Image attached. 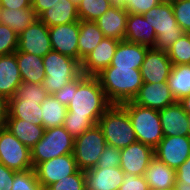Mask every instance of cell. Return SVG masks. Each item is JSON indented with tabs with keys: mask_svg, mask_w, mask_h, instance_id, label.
<instances>
[{
	"mask_svg": "<svg viewBox=\"0 0 190 190\" xmlns=\"http://www.w3.org/2000/svg\"><path fill=\"white\" fill-rule=\"evenodd\" d=\"M111 105L97 77L81 74L73 80L71 102L67 106V113L89 117L97 124Z\"/></svg>",
	"mask_w": 190,
	"mask_h": 190,
	"instance_id": "6da1fadb",
	"label": "cell"
},
{
	"mask_svg": "<svg viewBox=\"0 0 190 190\" xmlns=\"http://www.w3.org/2000/svg\"><path fill=\"white\" fill-rule=\"evenodd\" d=\"M111 104L132 101L143 85L140 69L106 67L96 76Z\"/></svg>",
	"mask_w": 190,
	"mask_h": 190,
	"instance_id": "7a4b0ae2",
	"label": "cell"
},
{
	"mask_svg": "<svg viewBox=\"0 0 190 190\" xmlns=\"http://www.w3.org/2000/svg\"><path fill=\"white\" fill-rule=\"evenodd\" d=\"M97 124L104 134L106 145L121 150L137 142L129 115L120 104H112Z\"/></svg>",
	"mask_w": 190,
	"mask_h": 190,
	"instance_id": "3957f363",
	"label": "cell"
},
{
	"mask_svg": "<svg viewBox=\"0 0 190 190\" xmlns=\"http://www.w3.org/2000/svg\"><path fill=\"white\" fill-rule=\"evenodd\" d=\"M43 64L46 77L42 85L49 95H54L66 83L75 80L82 74L81 63L78 60L54 50L43 57Z\"/></svg>",
	"mask_w": 190,
	"mask_h": 190,
	"instance_id": "277c9868",
	"label": "cell"
},
{
	"mask_svg": "<svg viewBox=\"0 0 190 190\" xmlns=\"http://www.w3.org/2000/svg\"><path fill=\"white\" fill-rule=\"evenodd\" d=\"M121 105L129 115L137 141L155 148L164 138L159 110L140 106L133 101Z\"/></svg>",
	"mask_w": 190,
	"mask_h": 190,
	"instance_id": "5b68a950",
	"label": "cell"
},
{
	"mask_svg": "<svg viewBox=\"0 0 190 190\" xmlns=\"http://www.w3.org/2000/svg\"><path fill=\"white\" fill-rule=\"evenodd\" d=\"M144 17H149L157 36L154 49L167 53L172 44L185 33L177 24L171 4L159 3L146 12Z\"/></svg>",
	"mask_w": 190,
	"mask_h": 190,
	"instance_id": "8992f818",
	"label": "cell"
},
{
	"mask_svg": "<svg viewBox=\"0 0 190 190\" xmlns=\"http://www.w3.org/2000/svg\"><path fill=\"white\" fill-rule=\"evenodd\" d=\"M74 142L75 139L63 126L46 129L43 137L30 150L33 168L55 157L73 154Z\"/></svg>",
	"mask_w": 190,
	"mask_h": 190,
	"instance_id": "52a82bcc",
	"label": "cell"
},
{
	"mask_svg": "<svg viewBox=\"0 0 190 190\" xmlns=\"http://www.w3.org/2000/svg\"><path fill=\"white\" fill-rule=\"evenodd\" d=\"M105 146V137L98 124L75 138L73 156L78 169L87 171L94 168Z\"/></svg>",
	"mask_w": 190,
	"mask_h": 190,
	"instance_id": "ba28073f",
	"label": "cell"
},
{
	"mask_svg": "<svg viewBox=\"0 0 190 190\" xmlns=\"http://www.w3.org/2000/svg\"><path fill=\"white\" fill-rule=\"evenodd\" d=\"M0 163L15 171L33 168L30 149L4 126L0 127Z\"/></svg>",
	"mask_w": 190,
	"mask_h": 190,
	"instance_id": "9c48e42d",
	"label": "cell"
},
{
	"mask_svg": "<svg viewBox=\"0 0 190 190\" xmlns=\"http://www.w3.org/2000/svg\"><path fill=\"white\" fill-rule=\"evenodd\" d=\"M78 170L73 154L61 155L34 167L37 180L43 190L49 185L74 174Z\"/></svg>",
	"mask_w": 190,
	"mask_h": 190,
	"instance_id": "30bf717a",
	"label": "cell"
},
{
	"mask_svg": "<svg viewBox=\"0 0 190 190\" xmlns=\"http://www.w3.org/2000/svg\"><path fill=\"white\" fill-rule=\"evenodd\" d=\"M154 155L176 170L190 156V138L185 135L164 136L154 148Z\"/></svg>",
	"mask_w": 190,
	"mask_h": 190,
	"instance_id": "8fae6325",
	"label": "cell"
},
{
	"mask_svg": "<svg viewBox=\"0 0 190 190\" xmlns=\"http://www.w3.org/2000/svg\"><path fill=\"white\" fill-rule=\"evenodd\" d=\"M52 50L49 29L39 19L18 35L16 51L44 57Z\"/></svg>",
	"mask_w": 190,
	"mask_h": 190,
	"instance_id": "7c38bea8",
	"label": "cell"
},
{
	"mask_svg": "<svg viewBox=\"0 0 190 190\" xmlns=\"http://www.w3.org/2000/svg\"><path fill=\"white\" fill-rule=\"evenodd\" d=\"M48 29L52 50L78 60L80 20Z\"/></svg>",
	"mask_w": 190,
	"mask_h": 190,
	"instance_id": "4fadbf2b",
	"label": "cell"
},
{
	"mask_svg": "<svg viewBox=\"0 0 190 190\" xmlns=\"http://www.w3.org/2000/svg\"><path fill=\"white\" fill-rule=\"evenodd\" d=\"M120 168L124 173L144 175L151 160L155 157L154 148L135 142L120 150Z\"/></svg>",
	"mask_w": 190,
	"mask_h": 190,
	"instance_id": "5bb4252c",
	"label": "cell"
},
{
	"mask_svg": "<svg viewBox=\"0 0 190 190\" xmlns=\"http://www.w3.org/2000/svg\"><path fill=\"white\" fill-rule=\"evenodd\" d=\"M172 66L166 52L149 48L140 68L143 83L167 82Z\"/></svg>",
	"mask_w": 190,
	"mask_h": 190,
	"instance_id": "9a60e30c",
	"label": "cell"
},
{
	"mask_svg": "<svg viewBox=\"0 0 190 190\" xmlns=\"http://www.w3.org/2000/svg\"><path fill=\"white\" fill-rule=\"evenodd\" d=\"M119 40L105 37L98 46L81 63V71L85 76L96 77L110 66Z\"/></svg>",
	"mask_w": 190,
	"mask_h": 190,
	"instance_id": "2e32d148",
	"label": "cell"
},
{
	"mask_svg": "<svg viewBox=\"0 0 190 190\" xmlns=\"http://www.w3.org/2000/svg\"><path fill=\"white\" fill-rule=\"evenodd\" d=\"M132 101L140 106L156 110L164 109L177 102L167 82L143 83Z\"/></svg>",
	"mask_w": 190,
	"mask_h": 190,
	"instance_id": "e0dca14e",
	"label": "cell"
},
{
	"mask_svg": "<svg viewBox=\"0 0 190 190\" xmlns=\"http://www.w3.org/2000/svg\"><path fill=\"white\" fill-rule=\"evenodd\" d=\"M124 171L116 168H92L84 171L85 190H119Z\"/></svg>",
	"mask_w": 190,
	"mask_h": 190,
	"instance_id": "ac0fdd59",
	"label": "cell"
},
{
	"mask_svg": "<svg viewBox=\"0 0 190 190\" xmlns=\"http://www.w3.org/2000/svg\"><path fill=\"white\" fill-rule=\"evenodd\" d=\"M156 39L157 36L149 17L140 14L128 15L124 40L154 48Z\"/></svg>",
	"mask_w": 190,
	"mask_h": 190,
	"instance_id": "d6986e66",
	"label": "cell"
},
{
	"mask_svg": "<svg viewBox=\"0 0 190 190\" xmlns=\"http://www.w3.org/2000/svg\"><path fill=\"white\" fill-rule=\"evenodd\" d=\"M129 13L122 6L113 5L95 22L105 37L124 40Z\"/></svg>",
	"mask_w": 190,
	"mask_h": 190,
	"instance_id": "ffe728a7",
	"label": "cell"
},
{
	"mask_svg": "<svg viewBox=\"0 0 190 190\" xmlns=\"http://www.w3.org/2000/svg\"><path fill=\"white\" fill-rule=\"evenodd\" d=\"M159 115L164 136H188L187 112L178 101L159 110Z\"/></svg>",
	"mask_w": 190,
	"mask_h": 190,
	"instance_id": "44dd1931",
	"label": "cell"
},
{
	"mask_svg": "<svg viewBox=\"0 0 190 190\" xmlns=\"http://www.w3.org/2000/svg\"><path fill=\"white\" fill-rule=\"evenodd\" d=\"M22 83L16 52L0 56V95L8 100Z\"/></svg>",
	"mask_w": 190,
	"mask_h": 190,
	"instance_id": "7402d4cb",
	"label": "cell"
},
{
	"mask_svg": "<svg viewBox=\"0 0 190 190\" xmlns=\"http://www.w3.org/2000/svg\"><path fill=\"white\" fill-rule=\"evenodd\" d=\"M149 190H173L176 170L154 157L144 173Z\"/></svg>",
	"mask_w": 190,
	"mask_h": 190,
	"instance_id": "603a6c76",
	"label": "cell"
},
{
	"mask_svg": "<svg viewBox=\"0 0 190 190\" xmlns=\"http://www.w3.org/2000/svg\"><path fill=\"white\" fill-rule=\"evenodd\" d=\"M148 49L149 47L121 40L118 43L110 66L140 69Z\"/></svg>",
	"mask_w": 190,
	"mask_h": 190,
	"instance_id": "cb8c5ba5",
	"label": "cell"
},
{
	"mask_svg": "<svg viewBox=\"0 0 190 190\" xmlns=\"http://www.w3.org/2000/svg\"><path fill=\"white\" fill-rule=\"evenodd\" d=\"M16 59L22 82L42 84L46 77L43 57L16 51Z\"/></svg>",
	"mask_w": 190,
	"mask_h": 190,
	"instance_id": "d4e9b609",
	"label": "cell"
},
{
	"mask_svg": "<svg viewBox=\"0 0 190 190\" xmlns=\"http://www.w3.org/2000/svg\"><path fill=\"white\" fill-rule=\"evenodd\" d=\"M38 19L47 27L79 21L77 6L70 0H59L50 9L44 11Z\"/></svg>",
	"mask_w": 190,
	"mask_h": 190,
	"instance_id": "484cf974",
	"label": "cell"
},
{
	"mask_svg": "<svg viewBox=\"0 0 190 190\" xmlns=\"http://www.w3.org/2000/svg\"><path fill=\"white\" fill-rule=\"evenodd\" d=\"M4 127L30 150L43 137L45 128L22 119H6Z\"/></svg>",
	"mask_w": 190,
	"mask_h": 190,
	"instance_id": "4316f807",
	"label": "cell"
},
{
	"mask_svg": "<svg viewBox=\"0 0 190 190\" xmlns=\"http://www.w3.org/2000/svg\"><path fill=\"white\" fill-rule=\"evenodd\" d=\"M104 38L95 21L80 20L78 61L82 63Z\"/></svg>",
	"mask_w": 190,
	"mask_h": 190,
	"instance_id": "83f0119b",
	"label": "cell"
},
{
	"mask_svg": "<svg viewBox=\"0 0 190 190\" xmlns=\"http://www.w3.org/2000/svg\"><path fill=\"white\" fill-rule=\"evenodd\" d=\"M38 17L32 8H0V23L13 29L17 35L27 29Z\"/></svg>",
	"mask_w": 190,
	"mask_h": 190,
	"instance_id": "f1b7e54d",
	"label": "cell"
},
{
	"mask_svg": "<svg viewBox=\"0 0 190 190\" xmlns=\"http://www.w3.org/2000/svg\"><path fill=\"white\" fill-rule=\"evenodd\" d=\"M41 104L26 100H9L7 119H22L42 125Z\"/></svg>",
	"mask_w": 190,
	"mask_h": 190,
	"instance_id": "f546056e",
	"label": "cell"
},
{
	"mask_svg": "<svg viewBox=\"0 0 190 190\" xmlns=\"http://www.w3.org/2000/svg\"><path fill=\"white\" fill-rule=\"evenodd\" d=\"M42 126L46 129L62 126L67 113V106L57 100L54 95L48 97L41 103Z\"/></svg>",
	"mask_w": 190,
	"mask_h": 190,
	"instance_id": "4dcf8cb0",
	"label": "cell"
},
{
	"mask_svg": "<svg viewBox=\"0 0 190 190\" xmlns=\"http://www.w3.org/2000/svg\"><path fill=\"white\" fill-rule=\"evenodd\" d=\"M167 83L176 101L190 95V64L172 66Z\"/></svg>",
	"mask_w": 190,
	"mask_h": 190,
	"instance_id": "1f68e13d",
	"label": "cell"
},
{
	"mask_svg": "<svg viewBox=\"0 0 190 190\" xmlns=\"http://www.w3.org/2000/svg\"><path fill=\"white\" fill-rule=\"evenodd\" d=\"M112 6V0H81L77 12L80 20L96 21Z\"/></svg>",
	"mask_w": 190,
	"mask_h": 190,
	"instance_id": "d6a6232c",
	"label": "cell"
},
{
	"mask_svg": "<svg viewBox=\"0 0 190 190\" xmlns=\"http://www.w3.org/2000/svg\"><path fill=\"white\" fill-rule=\"evenodd\" d=\"M48 92L42 84L22 82L15 94L9 100H26L41 104L47 97Z\"/></svg>",
	"mask_w": 190,
	"mask_h": 190,
	"instance_id": "836d02e7",
	"label": "cell"
},
{
	"mask_svg": "<svg viewBox=\"0 0 190 190\" xmlns=\"http://www.w3.org/2000/svg\"><path fill=\"white\" fill-rule=\"evenodd\" d=\"M172 65L190 64V34L184 33L167 52Z\"/></svg>",
	"mask_w": 190,
	"mask_h": 190,
	"instance_id": "e575fe53",
	"label": "cell"
},
{
	"mask_svg": "<svg viewBox=\"0 0 190 190\" xmlns=\"http://www.w3.org/2000/svg\"><path fill=\"white\" fill-rule=\"evenodd\" d=\"M11 190H43V188L37 180L34 168H32L15 173Z\"/></svg>",
	"mask_w": 190,
	"mask_h": 190,
	"instance_id": "d590c367",
	"label": "cell"
},
{
	"mask_svg": "<svg viewBox=\"0 0 190 190\" xmlns=\"http://www.w3.org/2000/svg\"><path fill=\"white\" fill-rule=\"evenodd\" d=\"M94 125L95 123L89 117L73 116V113H66L62 126L75 139Z\"/></svg>",
	"mask_w": 190,
	"mask_h": 190,
	"instance_id": "8d00e7d4",
	"label": "cell"
},
{
	"mask_svg": "<svg viewBox=\"0 0 190 190\" xmlns=\"http://www.w3.org/2000/svg\"><path fill=\"white\" fill-rule=\"evenodd\" d=\"M46 190H85L84 171L78 169L74 174L49 185Z\"/></svg>",
	"mask_w": 190,
	"mask_h": 190,
	"instance_id": "74e56055",
	"label": "cell"
},
{
	"mask_svg": "<svg viewBox=\"0 0 190 190\" xmlns=\"http://www.w3.org/2000/svg\"><path fill=\"white\" fill-rule=\"evenodd\" d=\"M18 48V35L8 26L0 23V56L15 53Z\"/></svg>",
	"mask_w": 190,
	"mask_h": 190,
	"instance_id": "f35d334b",
	"label": "cell"
},
{
	"mask_svg": "<svg viewBox=\"0 0 190 190\" xmlns=\"http://www.w3.org/2000/svg\"><path fill=\"white\" fill-rule=\"evenodd\" d=\"M171 5L177 24L185 33H190V0H176Z\"/></svg>",
	"mask_w": 190,
	"mask_h": 190,
	"instance_id": "ab89813d",
	"label": "cell"
},
{
	"mask_svg": "<svg viewBox=\"0 0 190 190\" xmlns=\"http://www.w3.org/2000/svg\"><path fill=\"white\" fill-rule=\"evenodd\" d=\"M120 149L106 145L94 168H116L120 167Z\"/></svg>",
	"mask_w": 190,
	"mask_h": 190,
	"instance_id": "60d3db41",
	"label": "cell"
},
{
	"mask_svg": "<svg viewBox=\"0 0 190 190\" xmlns=\"http://www.w3.org/2000/svg\"><path fill=\"white\" fill-rule=\"evenodd\" d=\"M159 3L160 2L158 0H129L124 8L129 14L144 15Z\"/></svg>",
	"mask_w": 190,
	"mask_h": 190,
	"instance_id": "b9f144b4",
	"label": "cell"
},
{
	"mask_svg": "<svg viewBox=\"0 0 190 190\" xmlns=\"http://www.w3.org/2000/svg\"><path fill=\"white\" fill-rule=\"evenodd\" d=\"M119 190H149V187L143 175L136 176L125 173L123 183L120 185Z\"/></svg>",
	"mask_w": 190,
	"mask_h": 190,
	"instance_id": "7bdbcfd3",
	"label": "cell"
},
{
	"mask_svg": "<svg viewBox=\"0 0 190 190\" xmlns=\"http://www.w3.org/2000/svg\"><path fill=\"white\" fill-rule=\"evenodd\" d=\"M16 172L0 163V190H11Z\"/></svg>",
	"mask_w": 190,
	"mask_h": 190,
	"instance_id": "ee69618b",
	"label": "cell"
},
{
	"mask_svg": "<svg viewBox=\"0 0 190 190\" xmlns=\"http://www.w3.org/2000/svg\"><path fill=\"white\" fill-rule=\"evenodd\" d=\"M176 179L190 185V156L176 169Z\"/></svg>",
	"mask_w": 190,
	"mask_h": 190,
	"instance_id": "f6af8a7d",
	"label": "cell"
},
{
	"mask_svg": "<svg viewBox=\"0 0 190 190\" xmlns=\"http://www.w3.org/2000/svg\"><path fill=\"white\" fill-rule=\"evenodd\" d=\"M73 90V81L66 83L64 87L54 94V97L59 100L63 105L68 106L71 102Z\"/></svg>",
	"mask_w": 190,
	"mask_h": 190,
	"instance_id": "bcb514c9",
	"label": "cell"
},
{
	"mask_svg": "<svg viewBox=\"0 0 190 190\" xmlns=\"http://www.w3.org/2000/svg\"><path fill=\"white\" fill-rule=\"evenodd\" d=\"M0 8L21 10L23 8H32V3L30 0H0Z\"/></svg>",
	"mask_w": 190,
	"mask_h": 190,
	"instance_id": "7dc6e473",
	"label": "cell"
},
{
	"mask_svg": "<svg viewBox=\"0 0 190 190\" xmlns=\"http://www.w3.org/2000/svg\"><path fill=\"white\" fill-rule=\"evenodd\" d=\"M59 0H33L32 9L35 11L37 17H39L44 11L50 9L55 4H57Z\"/></svg>",
	"mask_w": 190,
	"mask_h": 190,
	"instance_id": "c3c4849f",
	"label": "cell"
},
{
	"mask_svg": "<svg viewBox=\"0 0 190 190\" xmlns=\"http://www.w3.org/2000/svg\"><path fill=\"white\" fill-rule=\"evenodd\" d=\"M8 106L9 100L5 96L0 95V127L4 126L8 117Z\"/></svg>",
	"mask_w": 190,
	"mask_h": 190,
	"instance_id": "681fc988",
	"label": "cell"
},
{
	"mask_svg": "<svg viewBox=\"0 0 190 190\" xmlns=\"http://www.w3.org/2000/svg\"><path fill=\"white\" fill-rule=\"evenodd\" d=\"M183 109L187 112L190 113V95L183 97L181 100L178 101Z\"/></svg>",
	"mask_w": 190,
	"mask_h": 190,
	"instance_id": "f907efd6",
	"label": "cell"
},
{
	"mask_svg": "<svg viewBox=\"0 0 190 190\" xmlns=\"http://www.w3.org/2000/svg\"><path fill=\"white\" fill-rule=\"evenodd\" d=\"M173 190H190V185H184V183L176 179Z\"/></svg>",
	"mask_w": 190,
	"mask_h": 190,
	"instance_id": "816d5d0a",
	"label": "cell"
},
{
	"mask_svg": "<svg viewBox=\"0 0 190 190\" xmlns=\"http://www.w3.org/2000/svg\"><path fill=\"white\" fill-rule=\"evenodd\" d=\"M129 0H112L113 5L122 6L124 7Z\"/></svg>",
	"mask_w": 190,
	"mask_h": 190,
	"instance_id": "f5cc1de1",
	"label": "cell"
},
{
	"mask_svg": "<svg viewBox=\"0 0 190 190\" xmlns=\"http://www.w3.org/2000/svg\"><path fill=\"white\" fill-rule=\"evenodd\" d=\"M160 3H166V4H172L174 3L176 0H158Z\"/></svg>",
	"mask_w": 190,
	"mask_h": 190,
	"instance_id": "db71d44e",
	"label": "cell"
},
{
	"mask_svg": "<svg viewBox=\"0 0 190 190\" xmlns=\"http://www.w3.org/2000/svg\"><path fill=\"white\" fill-rule=\"evenodd\" d=\"M187 118H188V126H189L188 137L190 138V113H187Z\"/></svg>",
	"mask_w": 190,
	"mask_h": 190,
	"instance_id": "11a10c76",
	"label": "cell"
},
{
	"mask_svg": "<svg viewBox=\"0 0 190 190\" xmlns=\"http://www.w3.org/2000/svg\"><path fill=\"white\" fill-rule=\"evenodd\" d=\"M71 2H73L76 6L79 5V3L81 2V0H70Z\"/></svg>",
	"mask_w": 190,
	"mask_h": 190,
	"instance_id": "9f6ffc18",
	"label": "cell"
}]
</instances>
